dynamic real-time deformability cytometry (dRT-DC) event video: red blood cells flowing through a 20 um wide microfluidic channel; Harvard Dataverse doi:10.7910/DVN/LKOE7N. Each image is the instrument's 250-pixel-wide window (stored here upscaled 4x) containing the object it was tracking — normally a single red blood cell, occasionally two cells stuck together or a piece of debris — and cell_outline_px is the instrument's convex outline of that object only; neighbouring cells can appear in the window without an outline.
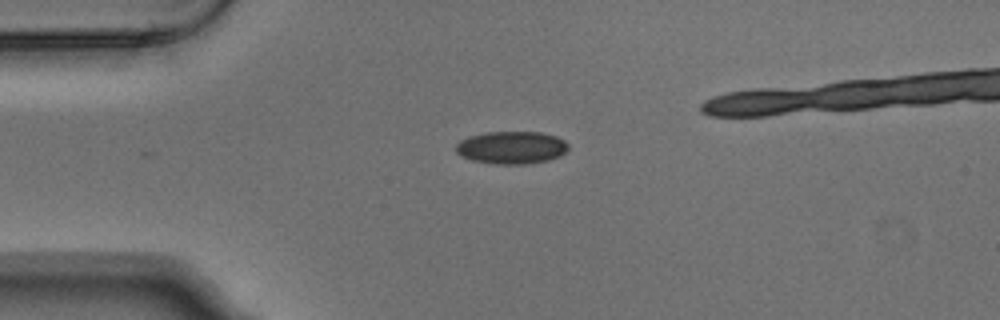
{"species": "Egyptian fruit bat (a non-hibernating species)", "species_latin": "Rousettus aegyptiacus", "temperature_condition": "warm", "stored_images_in_passage": 10, "camera_frame_rate_fps": 3000, "um_per_image_px": 0.085, "animal": {"sex": "male"}, "frame": {"image": 1, "passage_image": 1, "time_ms": 0.0, "image_size_px": [1000, 320], "cell_outline_px": [[568, 148], [560, 156], [548, 160], [524, 164], [496, 164], [472, 160], [460, 156], [456, 152], [456, 144], [460, 140], [468, 136], [484, 132], [540, 132], [556, 136], [564, 140], [568, 144]], "centroid_in_image_um": [43.45, 12.53], "position_along_channel_um": 41.5, "area_um2": 21.44}}
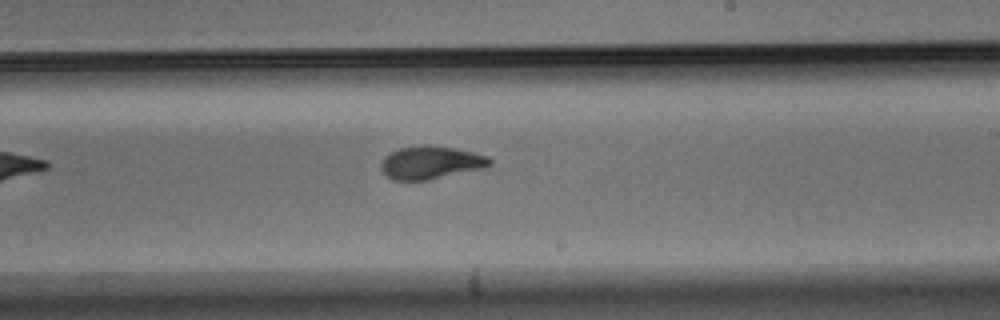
{"frame": {"image": 2, "passage_image": 10, "time_ms": 3.0, "image_size_px": [1000, 320], "cell_outline_px": [[492, 164], [484, 168], [428, 180], [392, 180], [380, 168], [380, 164], [384, 156], [400, 148], [456, 148], [488, 156], [492, 160]], "centroid_in_image_um": [36.64, 13.87], "position_along_channel_um": 252.4, "area_um2": 20.11}}